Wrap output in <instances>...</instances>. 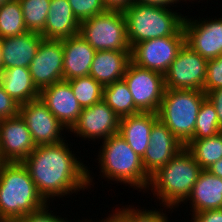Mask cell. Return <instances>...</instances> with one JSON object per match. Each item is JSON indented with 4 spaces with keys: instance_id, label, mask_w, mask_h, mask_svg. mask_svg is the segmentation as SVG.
<instances>
[{
    "instance_id": "cell-31",
    "label": "cell",
    "mask_w": 222,
    "mask_h": 222,
    "mask_svg": "<svg viewBox=\"0 0 222 222\" xmlns=\"http://www.w3.org/2000/svg\"><path fill=\"white\" fill-rule=\"evenodd\" d=\"M118 208L116 210L128 222H169L168 216L166 213L164 214L163 209H159V211L158 209L156 210V208H154L155 210H153V208L152 210H148L143 209L142 207L138 208L137 206L134 208V205H129L128 207V204Z\"/></svg>"
},
{
    "instance_id": "cell-38",
    "label": "cell",
    "mask_w": 222,
    "mask_h": 222,
    "mask_svg": "<svg viewBox=\"0 0 222 222\" xmlns=\"http://www.w3.org/2000/svg\"><path fill=\"white\" fill-rule=\"evenodd\" d=\"M181 1L184 2V0H133V2H137L140 4L162 6V7H166V8H171V6H172V9H173V7H179L174 4H178Z\"/></svg>"
},
{
    "instance_id": "cell-41",
    "label": "cell",
    "mask_w": 222,
    "mask_h": 222,
    "mask_svg": "<svg viewBox=\"0 0 222 222\" xmlns=\"http://www.w3.org/2000/svg\"><path fill=\"white\" fill-rule=\"evenodd\" d=\"M212 175L222 178V158L207 169Z\"/></svg>"
},
{
    "instance_id": "cell-15",
    "label": "cell",
    "mask_w": 222,
    "mask_h": 222,
    "mask_svg": "<svg viewBox=\"0 0 222 222\" xmlns=\"http://www.w3.org/2000/svg\"><path fill=\"white\" fill-rule=\"evenodd\" d=\"M63 63L62 41L44 39L28 67L35 86L41 90L62 81Z\"/></svg>"
},
{
    "instance_id": "cell-34",
    "label": "cell",
    "mask_w": 222,
    "mask_h": 222,
    "mask_svg": "<svg viewBox=\"0 0 222 222\" xmlns=\"http://www.w3.org/2000/svg\"><path fill=\"white\" fill-rule=\"evenodd\" d=\"M50 203H47L44 207L26 214L21 221L22 222H69L67 218H62L59 215L55 214L49 208ZM50 210V211H49ZM53 212V213H52ZM88 219L78 220V222H87ZM71 222V221H70Z\"/></svg>"
},
{
    "instance_id": "cell-11",
    "label": "cell",
    "mask_w": 222,
    "mask_h": 222,
    "mask_svg": "<svg viewBox=\"0 0 222 222\" xmlns=\"http://www.w3.org/2000/svg\"><path fill=\"white\" fill-rule=\"evenodd\" d=\"M120 118L102 99L90 107L82 108L77 121L68 130L84 140L100 141L119 133Z\"/></svg>"
},
{
    "instance_id": "cell-29",
    "label": "cell",
    "mask_w": 222,
    "mask_h": 222,
    "mask_svg": "<svg viewBox=\"0 0 222 222\" xmlns=\"http://www.w3.org/2000/svg\"><path fill=\"white\" fill-rule=\"evenodd\" d=\"M19 2L27 30L41 34L44 30L51 0H19Z\"/></svg>"
},
{
    "instance_id": "cell-21",
    "label": "cell",
    "mask_w": 222,
    "mask_h": 222,
    "mask_svg": "<svg viewBox=\"0 0 222 222\" xmlns=\"http://www.w3.org/2000/svg\"><path fill=\"white\" fill-rule=\"evenodd\" d=\"M131 62V51H96L89 75L103 86L120 81Z\"/></svg>"
},
{
    "instance_id": "cell-12",
    "label": "cell",
    "mask_w": 222,
    "mask_h": 222,
    "mask_svg": "<svg viewBox=\"0 0 222 222\" xmlns=\"http://www.w3.org/2000/svg\"><path fill=\"white\" fill-rule=\"evenodd\" d=\"M19 114L25 120L36 146L53 145L64 141L65 135H62L67 129L40 98L21 104ZM64 129L66 132H63Z\"/></svg>"
},
{
    "instance_id": "cell-6",
    "label": "cell",
    "mask_w": 222,
    "mask_h": 222,
    "mask_svg": "<svg viewBox=\"0 0 222 222\" xmlns=\"http://www.w3.org/2000/svg\"><path fill=\"white\" fill-rule=\"evenodd\" d=\"M206 93L201 90L165 89L158 119L185 146L194 135L195 123Z\"/></svg>"
},
{
    "instance_id": "cell-7",
    "label": "cell",
    "mask_w": 222,
    "mask_h": 222,
    "mask_svg": "<svg viewBox=\"0 0 222 222\" xmlns=\"http://www.w3.org/2000/svg\"><path fill=\"white\" fill-rule=\"evenodd\" d=\"M79 34L96 51H131L122 10L107 9L80 22Z\"/></svg>"
},
{
    "instance_id": "cell-13",
    "label": "cell",
    "mask_w": 222,
    "mask_h": 222,
    "mask_svg": "<svg viewBox=\"0 0 222 222\" xmlns=\"http://www.w3.org/2000/svg\"><path fill=\"white\" fill-rule=\"evenodd\" d=\"M204 19V20H202ZM199 20L185 15L183 28L186 44L206 60L222 55V18ZM209 19V20H207Z\"/></svg>"
},
{
    "instance_id": "cell-40",
    "label": "cell",
    "mask_w": 222,
    "mask_h": 222,
    "mask_svg": "<svg viewBox=\"0 0 222 222\" xmlns=\"http://www.w3.org/2000/svg\"><path fill=\"white\" fill-rule=\"evenodd\" d=\"M106 219L97 220L95 222H128L117 210H113L112 213L105 217ZM88 222H94L92 219L88 220Z\"/></svg>"
},
{
    "instance_id": "cell-32",
    "label": "cell",
    "mask_w": 222,
    "mask_h": 222,
    "mask_svg": "<svg viewBox=\"0 0 222 222\" xmlns=\"http://www.w3.org/2000/svg\"><path fill=\"white\" fill-rule=\"evenodd\" d=\"M74 16L79 22L107 10L103 0H68Z\"/></svg>"
},
{
    "instance_id": "cell-39",
    "label": "cell",
    "mask_w": 222,
    "mask_h": 222,
    "mask_svg": "<svg viewBox=\"0 0 222 222\" xmlns=\"http://www.w3.org/2000/svg\"><path fill=\"white\" fill-rule=\"evenodd\" d=\"M107 9L123 10L127 8L133 0H103Z\"/></svg>"
},
{
    "instance_id": "cell-4",
    "label": "cell",
    "mask_w": 222,
    "mask_h": 222,
    "mask_svg": "<svg viewBox=\"0 0 222 222\" xmlns=\"http://www.w3.org/2000/svg\"><path fill=\"white\" fill-rule=\"evenodd\" d=\"M98 151V166L101 178L107 181H116L135 187L143 192L149 186L150 176L144 170L142 158L137 155L129 144L119 135L115 134L103 140ZM102 173V174H101ZM110 179V180H109Z\"/></svg>"
},
{
    "instance_id": "cell-42",
    "label": "cell",
    "mask_w": 222,
    "mask_h": 222,
    "mask_svg": "<svg viewBox=\"0 0 222 222\" xmlns=\"http://www.w3.org/2000/svg\"><path fill=\"white\" fill-rule=\"evenodd\" d=\"M2 71V51H1V41H0V73Z\"/></svg>"
},
{
    "instance_id": "cell-5",
    "label": "cell",
    "mask_w": 222,
    "mask_h": 222,
    "mask_svg": "<svg viewBox=\"0 0 222 222\" xmlns=\"http://www.w3.org/2000/svg\"><path fill=\"white\" fill-rule=\"evenodd\" d=\"M122 11L131 48L146 40L179 35L184 30L185 17L174 9L132 2Z\"/></svg>"
},
{
    "instance_id": "cell-24",
    "label": "cell",
    "mask_w": 222,
    "mask_h": 222,
    "mask_svg": "<svg viewBox=\"0 0 222 222\" xmlns=\"http://www.w3.org/2000/svg\"><path fill=\"white\" fill-rule=\"evenodd\" d=\"M0 84L19 105L39 98L40 90L35 86L29 68L3 69L0 73Z\"/></svg>"
},
{
    "instance_id": "cell-25",
    "label": "cell",
    "mask_w": 222,
    "mask_h": 222,
    "mask_svg": "<svg viewBox=\"0 0 222 222\" xmlns=\"http://www.w3.org/2000/svg\"><path fill=\"white\" fill-rule=\"evenodd\" d=\"M185 147L202 170H207L222 158V132L204 139H191Z\"/></svg>"
},
{
    "instance_id": "cell-14",
    "label": "cell",
    "mask_w": 222,
    "mask_h": 222,
    "mask_svg": "<svg viewBox=\"0 0 222 222\" xmlns=\"http://www.w3.org/2000/svg\"><path fill=\"white\" fill-rule=\"evenodd\" d=\"M35 148L31 133L20 114L0 120V163L23 162Z\"/></svg>"
},
{
    "instance_id": "cell-27",
    "label": "cell",
    "mask_w": 222,
    "mask_h": 222,
    "mask_svg": "<svg viewBox=\"0 0 222 222\" xmlns=\"http://www.w3.org/2000/svg\"><path fill=\"white\" fill-rule=\"evenodd\" d=\"M27 31L19 0H10L0 6V39L21 35Z\"/></svg>"
},
{
    "instance_id": "cell-10",
    "label": "cell",
    "mask_w": 222,
    "mask_h": 222,
    "mask_svg": "<svg viewBox=\"0 0 222 222\" xmlns=\"http://www.w3.org/2000/svg\"><path fill=\"white\" fill-rule=\"evenodd\" d=\"M207 62L185 43L164 74L165 89L203 91Z\"/></svg>"
},
{
    "instance_id": "cell-18",
    "label": "cell",
    "mask_w": 222,
    "mask_h": 222,
    "mask_svg": "<svg viewBox=\"0 0 222 222\" xmlns=\"http://www.w3.org/2000/svg\"><path fill=\"white\" fill-rule=\"evenodd\" d=\"M63 80L88 76L96 50L78 33L62 39Z\"/></svg>"
},
{
    "instance_id": "cell-9",
    "label": "cell",
    "mask_w": 222,
    "mask_h": 222,
    "mask_svg": "<svg viewBox=\"0 0 222 222\" xmlns=\"http://www.w3.org/2000/svg\"><path fill=\"white\" fill-rule=\"evenodd\" d=\"M185 43L184 30L179 35L139 42L131 48V62L138 67L165 74Z\"/></svg>"
},
{
    "instance_id": "cell-33",
    "label": "cell",
    "mask_w": 222,
    "mask_h": 222,
    "mask_svg": "<svg viewBox=\"0 0 222 222\" xmlns=\"http://www.w3.org/2000/svg\"><path fill=\"white\" fill-rule=\"evenodd\" d=\"M219 88H222V55L208 60L203 91L207 94Z\"/></svg>"
},
{
    "instance_id": "cell-16",
    "label": "cell",
    "mask_w": 222,
    "mask_h": 222,
    "mask_svg": "<svg viewBox=\"0 0 222 222\" xmlns=\"http://www.w3.org/2000/svg\"><path fill=\"white\" fill-rule=\"evenodd\" d=\"M183 147L177 137L159 119L150 131V143L142 157L144 170L151 176L167 164Z\"/></svg>"
},
{
    "instance_id": "cell-17",
    "label": "cell",
    "mask_w": 222,
    "mask_h": 222,
    "mask_svg": "<svg viewBox=\"0 0 222 222\" xmlns=\"http://www.w3.org/2000/svg\"><path fill=\"white\" fill-rule=\"evenodd\" d=\"M39 98L67 130L77 121L82 111L70 83L65 80L41 89Z\"/></svg>"
},
{
    "instance_id": "cell-22",
    "label": "cell",
    "mask_w": 222,
    "mask_h": 222,
    "mask_svg": "<svg viewBox=\"0 0 222 222\" xmlns=\"http://www.w3.org/2000/svg\"><path fill=\"white\" fill-rule=\"evenodd\" d=\"M80 22L68 0H51L46 23L40 34L46 40H62L79 33Z\"/></svg>"
},
{
    "instance_id": "cell-20",
    "label": "cell",
    "mask_w": 222,
    "mask_h": 222,
    "mask_svg": "<svg viewBox=\"0 0 222 222\" xmlns=\"http://www.w3.org/2000/svg\"><path fill=\"white\" fill-rule=\"evenodd\" d=\"M157 120V113L151 112H139L120 118L118 134L142 158L150 143V131Z\"/></svg>"
},
{
    "instance_id": "cell-36",
    "label": "cell",
    "mask_w": 222,
    "mask_h": 222,
    "mask_svg": "<svg viewBox=\"0 0 222 222\" xmlns=\"http://www.w3.org/2000/svg\"><path fill=\"white\" fill-rule=\"evenodd\" d=\"M191 222H222V209L207 210L191 215Z\"/></svg>"
},
{
    "instance_id": "cell-1",
    "label": "cell",
    "mask_w": 222,
    "mask_h": 222,
    "mask_svg": "<svg viewBox=\"0 0 222 222\" xmlns=\"http://www.w3.org/2000/svg\"><path fill=\"white\" fill-rule=\"evenodd\" d=\"M66 142L65 139L58 144L36 146L22 162L38 192L48 203L54 200V197L60 199L69 194L71 196L80 190L90 189L93 185L94 177L91 176L90 168L76 158V154Z\"/></svg>"
},
{
    "instance_id": "cell-37",
    "label": "cell",
    "mask_w": 222,
    "mask_h": 222,
    "mask_svg": "<svg viewBox=\"0 0 222 222\" xmlns=\"http://www.w3.org/2000/svg\"><path fill=\"white\" fill-rule=\"evenodd\" d=\"M206 97L214 105L220 127L222 128V88L208 92Z\"/></svg>"
},
{
    "instance_id": "cell-19",
    "label": "cell",
    "mask_w": 222,
    "mask_h": 222,
    "mask_svg": "<svg viewBox=\"0 0 222 222\" xmlns=\"http://www.w3.org/2000/svg\"><path fill=\"white\" fill-rule=\"evenodd\" d=\"M44 38L34 32L1 38L2 70L11 67L28 68Z\"/></svg>"
},
{
    "instance_id": "cell-43",
    "label": "cell",
    "mask_w": 222,
    "mask_h": 222,
    "mask_svg": "<svg viewBox=\"0 0 222 222\" xmlns=\"http://www.w3.org/2000/svg\"><path fill=\"white\" fill-rule=\"evenodd\" d=\"M7 1H10V0H0V6L3 5Z\"/></svg>"
},
{
    "instance_id": "cell-26",
    "label": "cell",
    "mask_w": 222,
    "mask_h": 222,
    "mask_svg": "<svg viewBox=\"0 0 222 222\" xmlns=\"http://www.w3.org/2000/svg\"><path fill=\"white\" fill-rule=\"evenodd\" d=\"M103 100L119 118L139 113L135 109L133 96L128 85L123 79L104 86Z\"/></svg>"
},
{
    "instance_id": "cell-3",
    "label": "cell",
    "mask_w": 222,
    "mask_h": 222,
    "mask_svg": "<svg viewBox=\"0 0 222 222\" xmlns=\"http://www.w3.org/2000/svg\"><path fill=\"white\" fill-rule=\"evenodd\" d=\"M201 171L191 152L183 147L167 164L150 176L146 192H154L152 194L157 196L160 206L162 204L166 210L173 211L172 209H178V206L186 203Z\"/></svg>"
},
{
    "instance_id": "cell-30",
    "label": "cell",
    "mask_w": 222,
    "mask_h": 222,
    "mask_svg": "<svg viewBox=\"0 0 222 222\" xmlns=\"http://www.w3.org/2000/svg\"><path fill=\"white\" fill-rule=\"evenodd\" d=\"M222 132L214 105L206 98L197 115L192 139H204Z\"/></svg>"
},
{
    "instance_id": "cell-44",
    "label": "cell",
    "mask_w": 222,
    "mask_h": 222,
    "mask_svg": "<svg viewBox=\"0 0 222 222\" xmlns=\"http://www.w3.org/2000/svg\"><path fill=\"white\" fill-rule=\"evenodd\" d=\"M8 222H22L21 220H18V221H8Z\"/></svg>"
},
{
    "instance_id": "cell-8",
    "label": "cell",
    "mask_w": 222,
    "mask_h": 222,
    "mask_svg": "<svg viewBox=\"0 0 222 222\" xmlns=\"http://www.w3.org/2000/svg\"><path fill=\"white\" fill-rule=\"evenodd\" d=\"M123 80L128 85L138 112H158L165 91L164 74L130 62Z\"/></svg>"
},
{
    "instance_id": "cell-35",
    "label": "cell",
    "mask_w": 222,
    "mask_h": 222,
    "mask_svg": "<svg viewBox=\"0 0 222 222\" xmlns=\"http://www.w3.org/2000/svg\"><path fill=\"white\" fill-rule=\"evenodd\" d=\"M20 105L11 98L0 84V120L19 115Z\"/></svg>"
},
{
    "instance_id": "cell-2",
    "label": "cell",
    "mask_w": 222,
    "mask_h": 222,
    "mask_svg": "<svg viewBox=\"0 0 222 222\" xmlns=\"http://www.w3.org/2000/svg\"><path fill=\"white\" fill-rule=\"evenodd\" d=\"M47 203L22 162L0 163V222L21 220Z\"/></svg>"
},
{
    "instance_id": "cell-28",
    "label": "cell",
    "mask_w": 222,
    "mask_h": 222,
    "mask_svg": "<svg viewBox=\"0 0 222 222\" xmlns=\"http://www.w3.org/2000/svg\"><path fill=\"white\" fill-rule=\"evenodd\" d=\"M73 94L82 108L103 99L104 86L90 75L68 80Z\"/></svg>"
},
{
    "instance_id": "cell-23",
    "label": "cell",
    "mask_w": 222,
    "mask_h": 222,
    "mask_svg": "<svg viewBox=\"0 0 222 222\" xmlns=\"http://www.w3.org/2000/svg\"><path fill=\"white\" fill-rule=\"evenodd\" d=\"M192 214L222 209V178L202 170L189 197Z\"/></svg>"
}]
</instances>
